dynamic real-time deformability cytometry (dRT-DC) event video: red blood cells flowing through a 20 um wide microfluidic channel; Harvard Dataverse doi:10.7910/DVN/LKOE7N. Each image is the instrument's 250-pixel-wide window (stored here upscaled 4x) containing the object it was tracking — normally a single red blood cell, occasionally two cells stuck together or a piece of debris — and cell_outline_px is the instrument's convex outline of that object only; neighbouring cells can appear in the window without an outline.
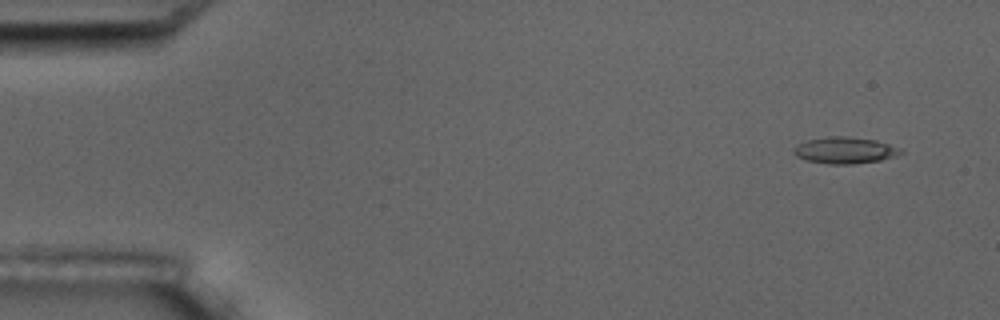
{"species": "common noctule bat (a hibernating species)", "species_latin": "Nyctalus noctula", "temperature_condition": "room temperature", "stored_images_in_passage": 5, "camera_frame_rate_fps": 3000, "um_per_image_px": 0.085, "animal": {"sex": "male", "body_mass_g": 17.5, "forearm_length_mm": 52.3}, "frame": {"image": 1, "passage_image": 1, "time_ms": 0.0, "image_size_px": [1000, 320], "cell_outline_px": [[904, 152], [896, 156], [880, 160], [852, 164], [828, 164], [808, 160], [796, 156], [792, 152], [792, 148], [808, 140], [828, 136], [848, 136], [876, 140], [904, 148]], "centroid_in_image_um": [71.86, 12.77], "position_along_channel_um": 13.1, "area_um2": 16.65}}
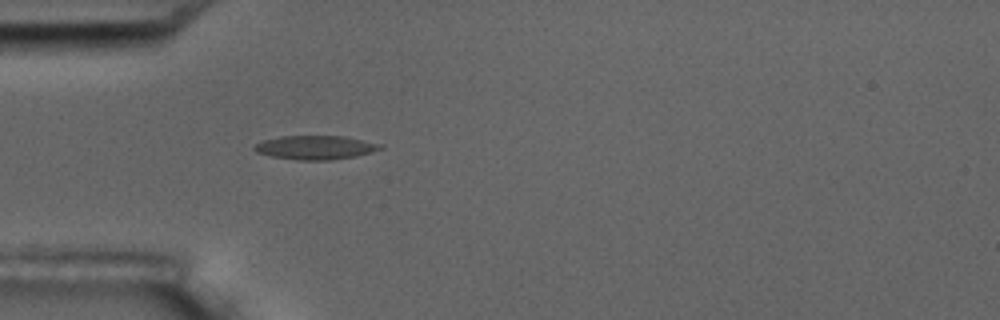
{"frame": {"image": 2, "passage_image": 5, "time_ms": 4.333, "image_size_px": [1000, 320], "cell_outline_px": [[384, 148], [372, 152], [356, 156], [328, 160], [300, 160], [272, 156], [256, 152], [252, 148], [256, 144], [264, 140], [280, 136], [344, 136], [384, 144]], "centroid_in_image_um": [26.86, 12.53], "position_along_channel_um": 58.1, "area_um2": 17.51}}